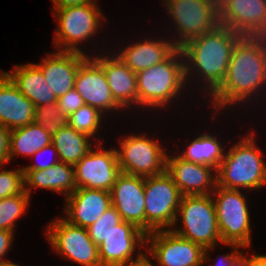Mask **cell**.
<instances>
[{"label": "cell", "instance_id": "f546056e", "mask_svg": "<svg viewBox=\"0 0 266 266\" xmlns=\"http://www.w3.org/2000/svg\"><path fill=\"white\" fill-rule=\"evenodd\" d=\"M103 116L98 109L85 104L69 116V126L95 139Z\"/></svg>", "mask_w": 266, "mask_h": 266}, {"label": "cell", "instance_id": "83f0119b", "mask_svg": "<svg viewBox=\"0 0 266 266\" xmlns=\"http://www.w3.org/2000/svg\"><path fill=\"white\" fill-rule=\"evenodd\" d=\"M216 136L202 133L194 138L186 149L178 154L181 158L195 164L211 166L215 170L220 168L221 161L225 156V147Z\"/></svg>", "mask_w": 266, "mask_h": 266}, {"label": "cell", "instance_id": "2e32d148", "mask_svg": "<svg viewBox=\"0 0 266 266\" xmlns=\"http://www.w3.org/2000/svg\"><path fill=\"white\" fill-rule=\"evenodd\" d=\"M145 178L121 172L113 184L111 205L123 221L133 223L145 233Z\"/></svg>", "mask_w": 266, "mask_h": 266}, {"label": "cell", "instance_id": "9c48e42d", "mask_svg": "<svg viewBox=\"0 0 266 266\" xmlns=\"http://www.w3.org/2000/svg\"><path fill=\"white\" fill-rule=\"evenodd\" d=\"M144 192L145 233L171 229L183 196L172 177L166 171L145 177Z\"/></svg>", "mask_w": 266, "mask_h": 266}, {"label": "cell", "instance_id": "836d02e7", "mask_svg": "<svg viewBox=\"0 0 266 266\" xmlns=\"http://www.w3.org/2000/svg\"><path fill=\"white\" fill-rule=\"evenodd\" d=\"M57 105L63 113L70 116L73 112L85 105V102L80 94L73 88L57 98Z\"/></svg>", "mask_w": 266, "mask_h": 266}, {"label": "cell", "instance_id": "d4e9b609", "mask_svg": "<svg viewBox=\"0 0 266 266\" xmlns=\"http://www.w3.org/2000/svg\"><path fill=\"white\" fill-rule=\"evenodd\" d=\"M25 192L31 197L32 188L48 189L62 193L65 198L76 189L74 166L59 162L44 170L23 171Z\"/></svg>", "mask_w": 266, "mask_h": 266}, {"label": "cell", "instance_id": "ffe728a7", "mask_svg": "<svg viewBox=\"0 0 266 266\" xmlns=\"http://www.w3.org/2000/svg\"><path fill=\"white\" fill-rule=\"evenodd\" d=\"M93 58L102 66L112 96L123 110L138 105L136 73L112 51L100 55L93 53Z\"/></svg>", "mask_w": 266, "mask_h": 266}, {"label": "cell", "instance_id": "f1b7e54d", "mask_svg": "<svg viewBox=\"0 0 266 266\" xmlns=\"http://www.w3.org/2000/svg\"><path fill=\"white\" fill-rule=\"evenodd\" d=\"M31 197L23 193L0 200V229L14 232L16 221L26 214Z\"/></svg>", "mask_w": 266, "mask_h": 266}, {"label": "cell", "instance_id": "f35d334b", "mask_svg": "<svg viewBox=\"0 0 266 266\" xmlns=\"http://www.w3.org/2000/svg\"><path fill=\"white\" fill-rule=\"evenodd\" d=\"M257 45L259 52L262 54L265 61L266 74V29L256 30L248 35Z\"/></svg>", "mask_w": 266, "mask_h": 266}, {"label": "cell", "instance_id": "4fadbf2b", "mask_svg": "<svg viewBox=\"0 0 266 266\" xmlns=\"http://www.w3.org/2000/svg\"><path fill=\"white\" fill-rule=\"evenodd\" d=\"M98 147L94 146L74 166L77 188L99 189L110 192L121 173L116 147L104 150L102 142L96 138ZM98 149V150H97Z\"/></svg>", "mask_w": 266, "mask_h": 266}, {"label": "cell", "instance_id": "8d00e7d4", "mask_svg": "<svg viewBox=\"0 0 266 266\" xmlns=\"http://www.w3.org/2000/svg\"><path fill=\"white\" fill-rule=\"evenodd\" d=\"M14 232L0 229V263L7 261L4 256L11 249L14 239Z\"/></svg>", "mask_w": 266, "mask_h": 266}, {"label": "cell", "instance_id": "7402d4cb", "mask_svg": "<svg viewBox=\"0 0 266 266\" xmlns=\"http://www.w3.org/2000/svg\"><path fill=\"white\" fill-rule=\"evenodd\" d=\"M35 105L3 74L0 77V124L9 130L34 123Z\"/></svg>", "mask_w": 266, "mask_h": 266}, {"label": "cell", "instance_id": "30bf717a", "mask_svg": "<svg viewBox=\"0 0 266 266\" xmlns=\"http://www.w3.org/2000/svg\"><path fill=\"white\" fill-rule=\"evenodd\" d=\"M120 140L116 151L121 172L145 178L166 171L167 152L156 138L126 134Z\"/></svg>", "mask_w": 266, "mask_h": 266}, {"label": "cell", "instance_id": "44dd1931", "mask_svg": "<svg viewBox=\"0 0 266 266\" xmlns=\"http://www.w3.org/2000/svg\"><path fill=\"white\" fill-rule=\"evenodd\" d=\"M57 51V52H56ZM47 54L36 65L41 69L46 83L58 98L74 88L79 66L89 57L77 52L58 51Z\"/></svg>", "mask_w": 266, "mask_h": 266}, {"label": "cell", "instance_id": "4dcf8cb0", "mask_svg": "<svg viewBox=\"0 0 266 266\" xmlns=\"http://www.w3.org/2000/svg\"><path fill=\"white\" fill-rule=\"evenodd\" d=\"M34 123L53 136L60 128L69 126V116L58 108L57 103H51L35 107Z\"/></svg>", "mask_w": 266, "mask_h": 266}, {"label": "cell", "instance_id": "277c9868", "mask_svg": "<svg viewBox=\"0 0 266 266\" xmlns=\"http://www.w3.org/2000/svg\"><path fill=\"white\" fill-rule=\"evenodd\" d=\"M136 78L138 106L160 110L168 107L186 89L182 51L177 48L163 62L136 73Z\"/></svg>", "mask_w": 266, "mask_h": 266}, {"label": "cell", "instance_id": "ba28073f", "mask_svg": "<svg viewBox=\"0 0 266 266\" xmlns=\"http://www.w3.org/2000/svg\"><path fill=\"white\" fill-rule=\"evenodd\" d=\"M166 13L172 19L179 37L172 40L177 48L204 33L213 31L219 23L218 0H163Z\"/></svg>", "mask_w": 266, "mask_h": 266}, {"label": "cell", "instance_id": "d6986e66", "mask_svg": "<svg viewBox=\"0 0 266 266\" xmlns=\"http://www.w3.org/2000/svg\"><path fill=\"white\" fill-rule=\"evenodd\" d=\"M64 219L71 224L88 228L112 205L110 192L77 188L65 199Z\"/></svg>", "mask_w": 266, "mask_h": 266}, {"label": "cell", "instance_id": "4316f807", "mask_svg": "<svg viewBox=\"0 0 266 266\" xmlns=\"http://www.w3.org/2000/svg\"><path fill=\"white\" fill-rule=\"evenodd\" d=\"M91 137L67 126L60 128L52 136V144L57 150L60 162L75 166L93 147Z\"/></svg>", "mask_w": 266, "mask_h": 266}, {"label": "cell", "instance_id": "5b68a950", "mask_svg": "<svg viewBox=\"0 0 266 266\" xmlns=\"http://www.w3.org/2000/svg\"><path fill=\"white\" fill-rule=\"evenodd\" d=\"M178 221L182 224L180 228L176 226ZM171 230L201 245L205 249L204 263L210 261V251L218 246V242L222 243L212 195H183Z\"/></svg>", "mask_w": 266, "mask_h": 266}, {"label": "cell", "instance_id": "484cf974", "mask_svg": "<svg viewBox=\"0 0 266 266\" xmlns=\"http://www.w3.org/2000/svg\"><path fill=\"white\" fill-rule=\"evenodd\" d=\"M52 143L50 135L41 125L31 123L11 130L9 144V162L15 156L32 157L38 150Z\"/></svg>", "mask_w": 266, "mask_h": 266}, {"label": "cell", "instance_id": "e0dca14e", "mask_svg": "<svg viewBox=\"0 0 266 266\" xmlns=\"http://www.w3.org/2000/svg\"><path fill=\"white\" fill-rule=\"evenodd\" d=\"M166 172L182 195H209L217 185V170L211 166L187 161L178 154H167Z\"/></svg>", "mask_w": 266, "mask_h": 266}, {"label": "cell", "instance_id": "e575fe53", "mask_svg": "<svg viewBox=\"0 0 266 266\" xmlns=\"http://www.w3.org/2000/svg\"><path fill=\"white\" fill-rule=\"evenodd\" d=\"M48 152V154L50 153V154H52L53 153V155L55 154L56 156H55V158L54 159H56V160H51V161H44V162H42V163H34V164H31V165H28V166H24V167H22V170L23 171H33V170H44V169H47V168H49V167H52V166H54V165H56V164H58L59 162H60V160H59V158H58V153H57V150H56V148L54 147V145L51 143L50 145H48V146H45V147H43L42 149H40V150H38L32 157H35V156H42L43 154H45L46 155V153ZM58 159V160H57Z\"/></svg>", "mask_w": 266, "mask_h": 266}, {"label": "cell", "instance_id": "74e56055", "mask_svg": "<svg viewBox=\"0 0 266 266\" xmlns=\"http://www.w3.org/2000/svg\"><path fill=\"white\" fill-rule=\"evenodd\" d=\"M229 246L232 250V252L226 254V255H221V257H219V260H217L213 266H232L235 259L243 252L239 251V248H243L239 245L236 244H224Z\"/></svg>", "mask_w": 266, "mask_h": 266}, {"label": "cell", "instance_id": "ac0fdd59", "mask_svg": "<svg viewBox=\"0 0 266 266\" xmlns=\"http://www.w3.org/2000/svg\"><path fill=\"white\" fill-rule=\"evenodd\" d=\"M219 23L241 35L266 29V0H219Z\"/></svg>", "mask_w": 266, "mask_h": 266}, {"label": "cell", "instance_id": "7bdbcfd3", "mask_svg": "<svg viewBox=\"0 0 266 266\" xmlns=\"http://www.w3.org/2000/svg\"><path fill=\"white\" fill-rule=\"evenodd\" d=\"M130 266H156L151 259L145 254L140 260L133 262Z\"/></svg>", "mask_w": 266, "mask_h": 266}, {"label": "cell", "instance_id": "7c38bea8", "mask_svg": "<svg viewBox=\"0 0 266 266\" xmlns=\"http://www.w3.org/2000/svg\"><path fill=\"white\" fill-rule=\"evenodd\" d=\"M146 255L153 257L156 266H203L204 248L187 240L171 229L146 234Z\"/></svg>", "mask_w": 266, "mask_h": 266}, {"label": "cell", "instance_id": "b9f144b4", "mask_svg": "<svg viewBox=\"0 0 266 266\" xmlns=\"http://www.w3.org/2000/svg\"><path fill=\"white\" fill-rule=\"evenodd\" d=\"M232 266H250L249 257L243 252L235 259Z\"/></svg>", "mask_w": 266, "mask_h": 266}, {"label": "cell", "instance_id": "8992f818", "mask_svg": "<svg viewBox=\"0 0 266 266\" xmlns=\"http://www.w3.org/2000/svg\"><path fill=\"white\" fill-rule=\"evenodd\" d=\"M52 11L57 21L54 48L58 51L88 55L79 45L96 36L98 30L102 31V22L107 20L100 11L98 3L68 6Z\"/></svg>", "mask_w": 266, "mask_h": 266}, {"label": "cell", "instance_id": "d6a6232c", "mask_svg": "<svg viewBox=\"0 0 266 266\" xmlns=\"http://www.w3.org/2000/svg\"><path fill=\"white\" fill-rule=\"evenodd\" d=\"M0 167V200L16 196L25 191L24 172L22 168L3 170Z\"/></svg>", "mask_w": 266, "mask_h": 266}, {"label": "cell", "instance_id": "3957f363", "mask_svg": "<svg viewBox=\"0 0 266 266\" xmlns=\"http://www.w3.org/2000/svg\"><path fill=\"white\" fill-rule=\"evenodd\" d=\"M254 132L251 130L228 148L217 170L218 186L244 191L266 186V161L255 142Z\"/></svg>", "mask_w": 266, "mask_h": 266}, {"label": "cell", "instance_id": "8fae6325", "mask_svg": "<svg viewBox=\"0 0 266 266\" xmlns=\"http://www.w3.org/2000/svg\"><path fill=\"white\" fill-rule=\"evenodd\" d=\"M45 229L48 244L56 254L82 266H101L98 246L89 237L87 228L71 224L60 216Z\"/></svg>", "mask_w": 266, "mask_h": 266}, {"label": "cell", "instance_id": "60d3db41", "mask_svg": "<svg viewBox=\"0 0 266 266\" xmlns=\"http://www.w3.org/2000/svg\"><path fill=\"white\" fill-rule=\"evenodd\" d=\"M250 266H266V255L253 254L249 257Z\"/></svg>", "mask_w": 266, "mask_h": 266}, {"label": "cell", "instance_id": "ab89813d", "mask_svg": "<svg viewBox=\"0 0 266 266\" xmlns=\"http://www.w3.org/2000/svg\"><path fill=\"white\" fill-rule=\"evenodd\" d=\"M93 2L97 1L96 0H52V3L54 4L53 7L54 9L52 8V10L62 9L68 6L88 4Z\"/></svg>", "mask_w": 266, "mask_h": 266}, {"label": "cell", "instance_id": "6da1fadb", "mask_svg": "<svg viewBox=\"0 0 266 266\" xmlns=\"http://www.w3.org/2000/svg\"><path fill=\"white\" fill-rule=\"evenodd\" d=\"M264 88V58L253 40L248 35H242L233 46L225 79L210 95L212 107L217 114V111L228 109L231 105L237 106L242 102L245 105L249 98L257 97L262 89L266 90Z\"/></svg>", "mask_w": 266, "mask_h": 266}, {"label": "cell", "instance_id": "9a60e30c", "mask_svg": "<svg viewBox=\"0 0 266 266\" xmlns=\"http://www.w3.org/2000/svg\"><path fill=\"white\" fill-rule=\"evenodd\" d=\"M74 89L86 105L98 109L104 115L122 107L114 100L102 66L89 56L80 66L75 77Z\"/></svg>", "mask_w": 266, "mask_h": 266}, {"label": "cell", "instance_id": "603a6c76", "mask_svg": "<svg viewBox=\"0 0 266 266\" xmlns=\"http://www.w3.org/2000/svg\"><path fill=\"white\" fill-rule=\"evenodd\" d=\"M146 38L120 49L117 56L135 73L148 69L166 60L176 49L170 39ZM140 41V42H139Z\"/></svg>", "mask_w": 266, "mask_h": 266}, {"label": "cell", "instance_id": "1f68e13d", "mask_svg": "<svg viewBox=\"0 0 266 266\" xmlns=\"http://www.w3.org/2000/svg\"><path fill=\"white\" fill-rule=\"evenodd\" d=\"M122 221L118 211L111 206L95 223L87 228L89 237L97 246H100L115 226Z\"/></svg>", "mask_w": 266, "mask_h": 266}, {"label": "cell", "instance_id": "7a4b0ae2", "mask_svg": "<svg viewBox=\"0 0 266 266\" xmlns=\"http://www.w3.org/2000/svg\"><path fill=\"white\" fill-rule=\"evenodd\" d=\"M241 36L220 24L213 31L182 45L180 50L184 57L186 83L190 77L193 80L196 77L201 79L198 83L203 82L201 86H206L202 88L207 89L210 96L225 79L233 46Z\"/></svg>", "mask_w": 266, "mask_h": 266}, {"label": "cell", "instance_id": "ee69618b", "mask_svg": "<svg viewBox=\"0 0 266 266\" xmlns=\"http://www.w3.org/2000/svg\"><path fill=\"white\" fill-rule=\"evenodd\" d=\"M0 266H20V265H18V264H16V263H14V262H11V261H3V262H1L0 263Z\"/></svg>", "mask_w": 266, "mask_h": 266}, {"label": "cell", "instance_id": "5bb4252c", "mask_svg": "<svg viewBox=\"0 0 266 266\" xmlns=\"http://www.w3.org/2000/svg\"><path fill=\"white\" fill-rule=\"evenodd\" d=\"M144 246L146 233L133 223L122 221L98 246L101 266H130L145 255ZM138 248L139 251H136ZM135 251L138 252L137 255Z\"/></svg>", "mask_w": 266, "mask_h": 266}, {"label": "cell", "instance_id": "d590c367", "mask_svg": "<svg viewBox=\"0 0 266 266\" xmlns=\"http://www.w3.org/2000/svg\"><path fill=\"white\" fill-rule=\"evenodd\" d=\"M10 132L11 130L0 124V167L9 163Z\"/></svg>", "mask_w": 266, "mask_h": 266}, {"label": "cell", "instance_id": "52a82bcc", "mask_svg": "<svg viewBox=\"0 0 266 266\" xmlns=\"http://www.w3.org/2000/svg\"><path fill=\"white\" fill-rule=\"evenodd\" d=\"M241 192L216 185L211 195L222 244H236L249 249L252 240L251 216L246 196Z\"/></svg>", "mask_w": 266, "mask_h": 266}, {"label": "cell", "instance_id": "cb8c5ba5", "mask_svg": "<svg viewBox=\"0 0 266 266\" xmlns=\"http://www.w3.org/2000/svg\"><path fill=\"white\" fill-rule=\"evenodd\" d=\"M3 73L25 97L34 103L35 107L57 103V97L46 83V79L36 63L14 65L11 72L3 71Z\"/></svg>", "mask_w": 266, "mask_h": 266}, {"label": "cell", "instance_id": "f6af8a7d", "mask_svg": "<svg viewBox=\"0 0 266 266\" xmlns=\"http://www.w3.org/2000/svg\"><path fill=\"white\" fill-rule=\"evenodd\" d=\"M3 74H4L3 71L0 69V77H1Z\"/></svg>", "mask_w": 266, "mask_h": 266}]
</instances>
